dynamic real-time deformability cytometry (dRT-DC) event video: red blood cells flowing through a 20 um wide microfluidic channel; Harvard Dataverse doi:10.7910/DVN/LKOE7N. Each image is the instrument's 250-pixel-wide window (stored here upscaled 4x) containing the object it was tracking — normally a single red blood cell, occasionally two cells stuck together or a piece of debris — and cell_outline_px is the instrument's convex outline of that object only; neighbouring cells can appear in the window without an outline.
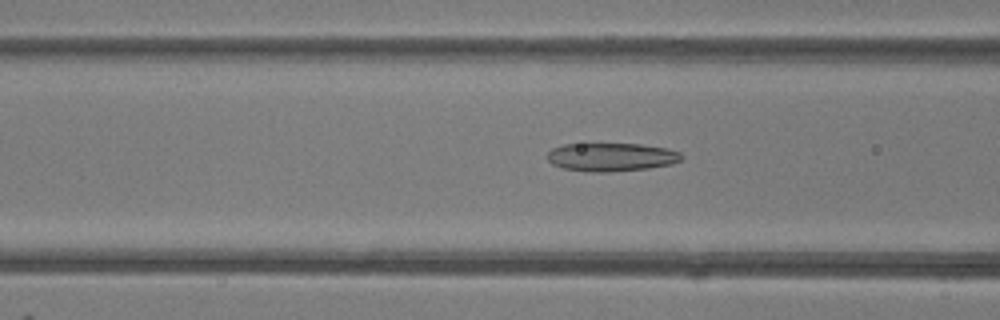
{"species": "common noctule bat (a hibernating species)", "species_latin": "Nyctalus noctula", "temperature_condition": "room temperature", "stored_images_in_passage": 7, "camera_frame_rate_fps": 3000, "um_per_image_px": 0.085, "animal": {"sex": "female"}, "frame": {"image": 1, "passage_image": 7, "time_ms": 7.667, "image_size_px": [1000, 320], "cell_outline_px": [[684, 156], [680, 160], [672, 164], [648, 168], [608, 172], [592, 172], [564, 168], [552, 164], [544, 156], [552, 148], [564, 144], [640, 144], [668, 148], [680, 152]], "centroid_in_image_um": [51.96, 13.34], "position_along_channel_um": 114.6, "area_um2": 22.25}}